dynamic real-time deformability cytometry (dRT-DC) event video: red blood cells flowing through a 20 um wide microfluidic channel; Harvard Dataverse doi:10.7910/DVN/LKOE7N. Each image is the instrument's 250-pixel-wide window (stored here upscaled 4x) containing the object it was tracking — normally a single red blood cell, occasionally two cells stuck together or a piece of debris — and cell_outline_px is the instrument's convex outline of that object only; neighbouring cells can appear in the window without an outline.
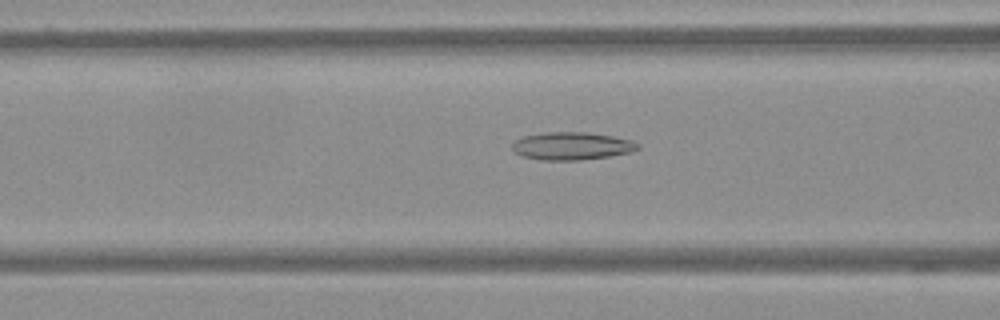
{"species": "Egyptian fruit bat (a non-hibernating species)", "species_latin": "Rousettus aegyptiacus", "temperature_condition": "warm", "stored_images_in_passage": 60, "camera_frame_rate_fps": 3000, "um_per_image_px": 0.085, "frame": {"image": 1, "passage_image": 25, "time_ms": 8.0, "image_size_px": [1000, 320], "cell_outline_px": [[640, 148], [632, 152], [608, 156], [580, 160], [540, 160], [520, 156], [512, 148], [512, 144], [516, 140], [524, 136], [548, 132], [584, 132], [612, 136], [632, 140], [640, 144]], "centroid_in_image_um": [48.61, 12.41], "position_along_channel_um": 118.0, "area_um2": 20.29}}
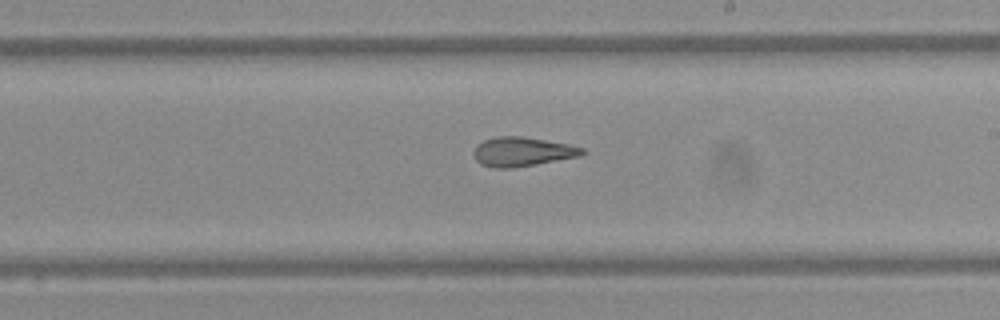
{"frame": {"image": 2, "passage_image": 36, "time_ms": 11.667, "image_size_px": [1000, 320], "cell_outline_px": [[588, 152], [580, 156], [536, 164], [512, 168], [496, 168], [480, 164], [476, 160], [472, 152], [476, 144], [484, 140], [496, 136], [524, 136], [568, 144], [584, 148]], "centroid_in_image_um": [44.38, 12.89], "position_along_channel_um": 244.6, "area_um2": 18.67}}
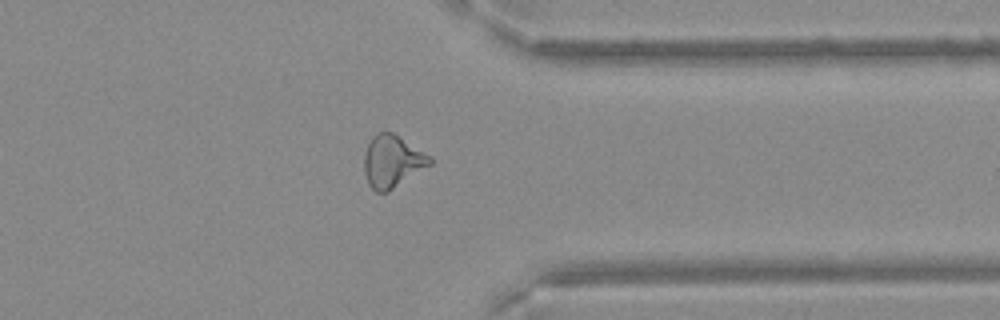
{"frame": {"image": 3, "passage_image": 48, "time_ms": 15.667, "image_size_px": [1000, 320], "cell_outline_px": [[432, 164], [388, 192], [376, 192], [368, 184], [364, 172], [364, 152], [372, 136], [384, 128], [392, 132], [432, 156]], "centroid_in_image_um": [33.34, 13.69], "position_along_channel_um": 378.1, "area_um2": 20.35}}